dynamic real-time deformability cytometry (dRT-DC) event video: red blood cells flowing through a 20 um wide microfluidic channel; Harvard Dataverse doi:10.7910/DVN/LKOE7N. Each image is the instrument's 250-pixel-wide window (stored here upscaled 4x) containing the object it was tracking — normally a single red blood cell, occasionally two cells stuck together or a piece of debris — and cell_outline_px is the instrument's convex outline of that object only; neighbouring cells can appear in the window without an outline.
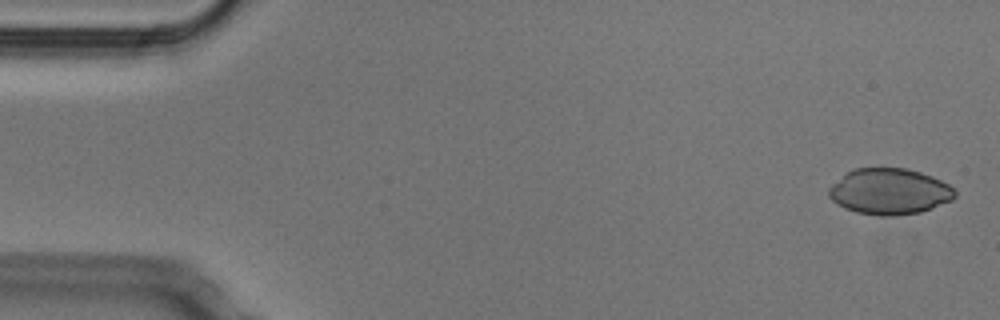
{"species": "Egyptian fruit bat (a non-hibernating species)", "species_latin": "Rousettus aegyptiacus", "temperature_condition": "cold", "stored_images_in_passage": 52, "camera_frame_rate_fps": 3000, "um_per_image_px": 0.085, "animal": {"sex": "male"}, "frame": {"image": 1, "passage_image": 2, "time_ms": 0.333, "image_size_px": [1000, 320], "cell_outline_px": [[956, 196], [952, 200], [932, 208], [920, 212], [896, 216], [880, 216], [856, 212], [844, 208], [836, 204], [828, 196], [828, 188], [832, 184], [848, 172], [856, 168], [904, 168], [920, 172], [932, 176], [948, 184], [956, 192]], "centroid_in_image_um": [75.59, 16.29], "position_along_channel_um": 9.4, "area_um2": 33.81}}